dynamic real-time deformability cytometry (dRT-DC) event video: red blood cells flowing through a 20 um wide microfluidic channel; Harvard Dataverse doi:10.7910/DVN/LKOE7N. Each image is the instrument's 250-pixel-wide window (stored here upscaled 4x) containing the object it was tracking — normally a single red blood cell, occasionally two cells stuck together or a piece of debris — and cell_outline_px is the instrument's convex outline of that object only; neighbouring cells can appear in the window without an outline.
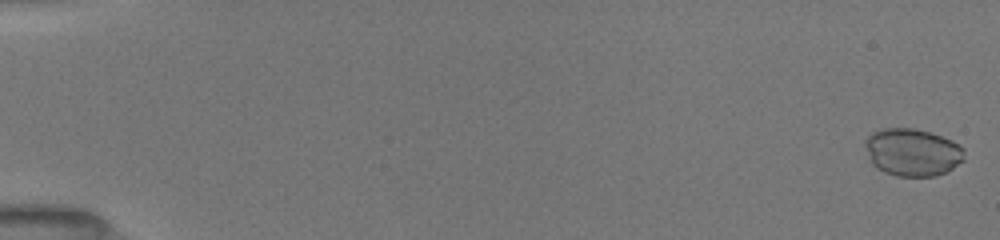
{"species": "common noctule bat (a hibernating species)", "species_latin": "Nyctalus noctula", "temperature_condition": "room temperature", "stored_images_in_passage": 52, "camera_frame_rate_fps": 3000, "um_per_image_px": 0.085, "animal": {"sex": "female", "body_mass_g": 19.5, "forearm_length_mm": 54.1}, "frame": {"image": 1, "passage_image": 1, "time_ms": 0.0, "image_size_px": [1000, 240], "cell_outline_px": [[964, 160], [948, 172], [936, 176], [896, 176], [884, 172], [876, 168], [872, 164], [864, 144], [864, 140], [872, 132], [884, 128], [912, 128], [928, 132], [952, 140], [964, 148]], "centroid_in_image_um": [77.56, 12.95], "position_along_channel_um": 7.4, "area_um2": 27.63}}
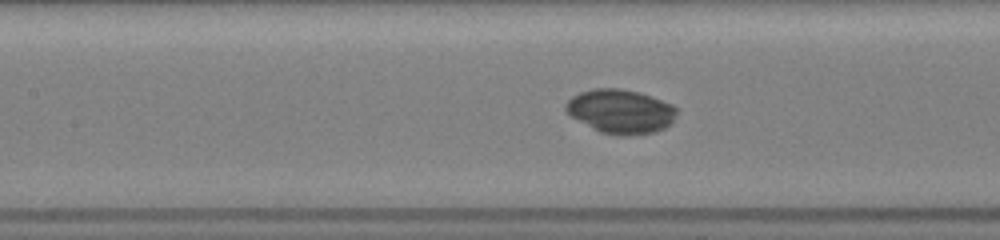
{"frame": {"image": 2, "passage_image": 25, "time_ms": 8.0, "image_size_px": [1000, 240], "cell_outline_px": [[676, 112], [672, 124], [656, 132], [628, 136], [616, 136], [600, 132], [592, 128], [572, 116], [564, 108], [564, 104], [572, 96], [580, 92], [592, 88], [620, 88], [640, 92], [672, 104], [676, 108]], "centroid_in_image_um": [52.76, 9.47], "position_along_channel_um": 154.6, "area_um2": 28.67}}
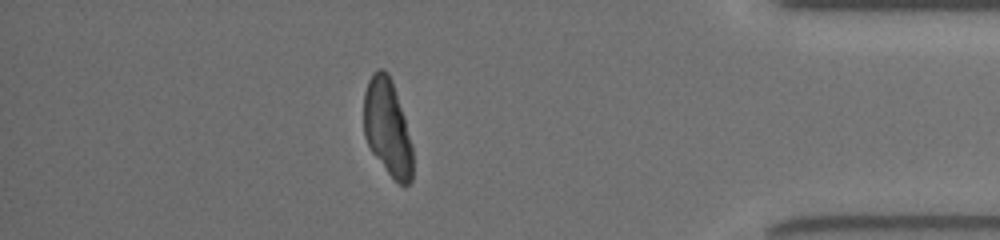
{"frame": {"image": 3, "passage_image": 46, "time_ms": 15.0, "image_size_px": [1000, 240], "cell_outline_px": [[412, 180], [408, 184], [400, 184], [388, 172], [372, 152], [364, 136], [364, 92], [368, 80], [372, 72], [380, 68], [384, 68], [388, 72], [392, 80], [404, 116], [412, 144]], "centroid_in_image_um": [32.92, 10.79], "position_along_channel_um": 402.3, "area_um2": 27.46}}